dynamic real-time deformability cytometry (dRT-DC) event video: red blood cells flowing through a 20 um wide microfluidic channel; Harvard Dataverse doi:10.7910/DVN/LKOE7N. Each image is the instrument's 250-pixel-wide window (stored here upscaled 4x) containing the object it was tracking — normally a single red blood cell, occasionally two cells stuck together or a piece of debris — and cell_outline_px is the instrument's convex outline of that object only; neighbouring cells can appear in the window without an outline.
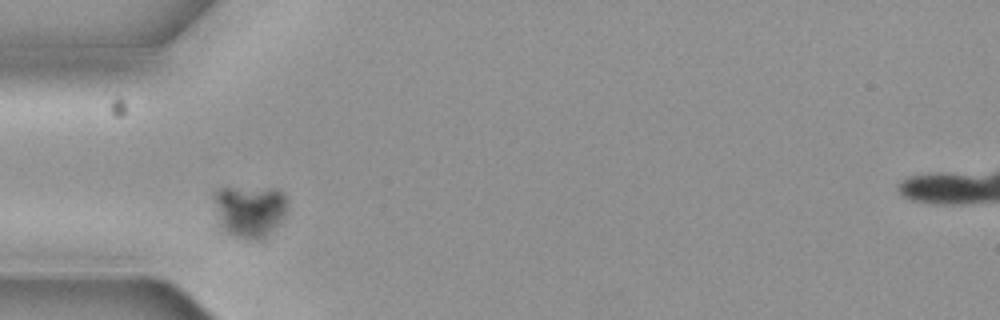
{"species": "common noctule bat (a hibernating species)", "species_latin": "Nyctalus noctula", "temperature_condition": "cold", "stored_images_in_passage": 2, "camera_frame_rate_fps": 3000, "um_per_image_px": 0.085, "animal": {"sex": "female", "body_mass_g": 19.3, "forearm_length_mm": 54.1}, "frame": {"image": 1, "passage_image": 1, "time_ms": 0.0, "image_size_px": [1000, 320], "cell_outline_px": [[288, 208], [284, 220], [264, 240], [240, 240], [220, 232], [212, 200], [212, 192], [216, 188], [276, 188], [284, 192], [288, 200]], "centroid_in_image_um": [21.2, 17.98], "position_along_channel_um": 63.8, "area_um2": 23.99}}
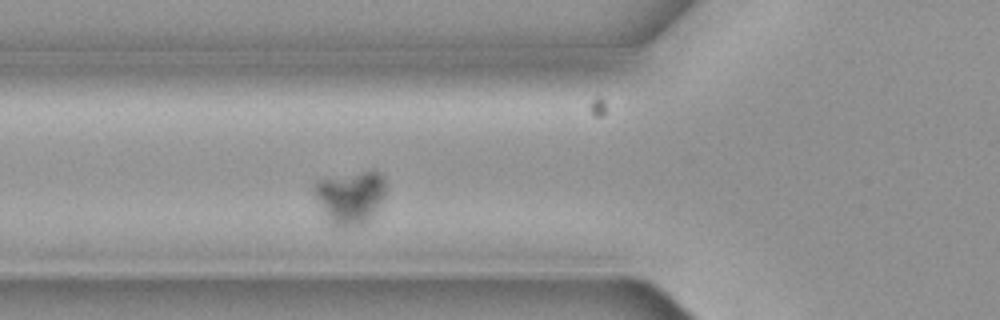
{"frame": {"image": 2, "passage_image": 2, "time_ms": 0.333, "image_size_px": [1000, 320], "cell_outline_px": [[384, 200], [368, 224], [344, 228], [336, 228], [328, 220], [312, 188], [312, 184], [316, 180], [364, 172], [376, 172], [384, 176]], "centroid_in_image_um": [29.79, 16.83], "position_along_channel_um": 96.0, "area_um2": 22.14}}